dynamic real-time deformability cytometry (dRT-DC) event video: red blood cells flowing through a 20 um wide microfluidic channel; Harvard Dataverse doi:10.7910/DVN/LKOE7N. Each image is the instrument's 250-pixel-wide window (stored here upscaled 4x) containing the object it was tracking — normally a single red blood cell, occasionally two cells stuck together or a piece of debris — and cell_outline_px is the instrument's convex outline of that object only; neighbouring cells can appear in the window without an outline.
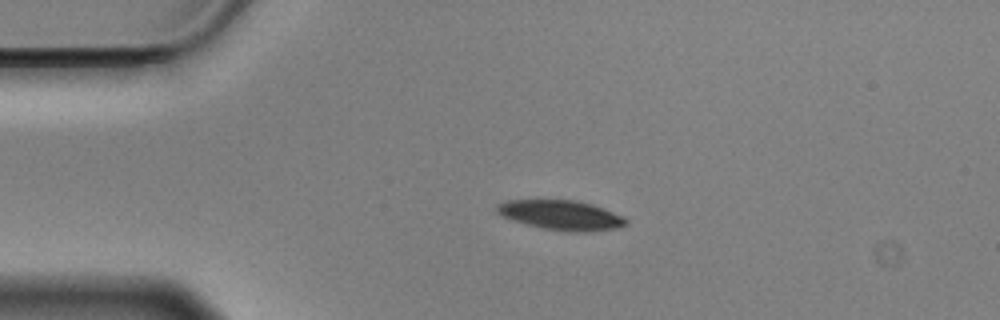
{"species": "Egyptian fruit bat (a non-hibernating species)", "species_latin": "Rousettus aegyptiacus", "temperature_condition": "cold", "stored_images_in_passage": 46, "camera_frame_rate_fps": 3000, "um_per_image_px": 0.085, "animal": {"sex": "male"}, "frame": {"image": 1, "passage_image": 1, "time_ms": 0.0, "image_size_px": [1000, 320], "cell_outline_px": [[628, 224], [616, 228], [588, 232], [568, 232], [544, 228], [512, 220], [496, 212], [496, 204], [504, 200], [576, 200], [592, 204], [624, 216], [628, 220]], "centroid_in_image_um": [47.71, 18.28], "position_along_channel_um": 37.3, "area_um2": 22.37}}
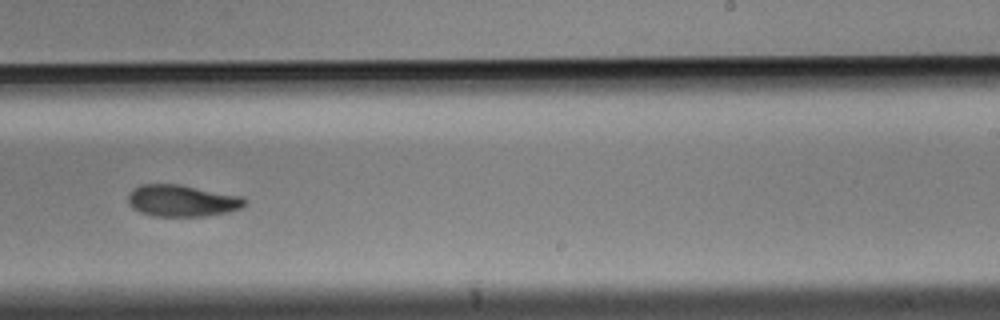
{"frame": {"image": 2, "passage_image": 24, "time_ms": 7.667, "image_size_px": [1000, 320], "cell_outline_px": [[248, 204], [240, 208], [228, 212], [204, 216], [152, 216], [140, 212], [132, 208], [128, 204], [128, 192], [132, 188], [140, 184], [180, 184], [244, 196], [248, 200]], "centroid_in_image_um": [15.48, 17.05], "position_along_channel_um": 273.5, "area_um2": 22.02}}
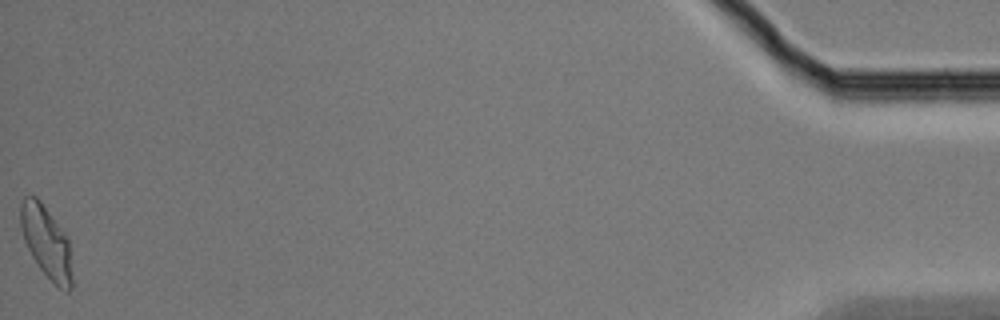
{"frame": {"image": 3, "passage_image": 46, "time_ms": 15.0, "image_size_px": [1000, 320], "cell_outline_px": [[72, 288], [68, 292], [60, 288], [40, 268], [32, 256], [24, 240], [20, 224], [20, 204], [24, 196], [36, 196], [40, 200], [68, 236], [72, 272]], "centroid_in_image_um": [3.95, 20.54], "position_along_channel_um": 431.3, "area_um2": 21.56}, "authors_computed_cell_mechanics": {"area_um2": 22.3108, "velocity_mm_per_s": 3.4928, "shape_relaxation_time_tau1_ms": 3.301, "shape_relaxation_time_tau2_ms": 5.3341, "deformation_change_tau1": 0.1208, "deformation_change_tau2": 0.1051}}